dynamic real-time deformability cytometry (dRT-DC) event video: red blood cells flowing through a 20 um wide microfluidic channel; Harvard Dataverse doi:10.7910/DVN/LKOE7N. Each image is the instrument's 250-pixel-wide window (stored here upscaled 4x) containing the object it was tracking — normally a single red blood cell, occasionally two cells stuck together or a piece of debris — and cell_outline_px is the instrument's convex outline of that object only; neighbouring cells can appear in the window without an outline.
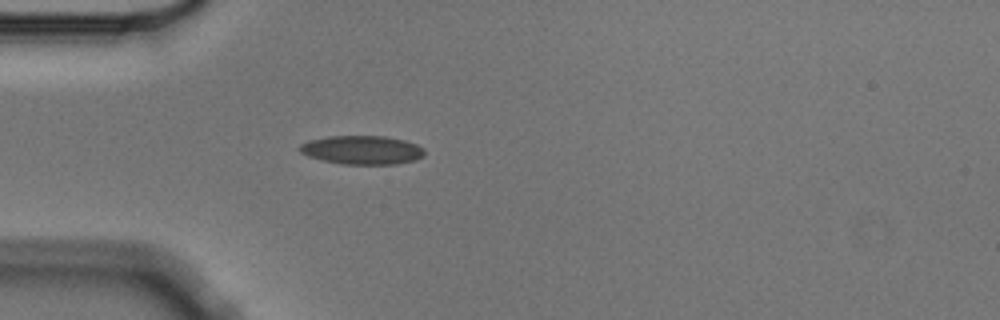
{"species": "Egyptian fruit bat (a non-hibernating species)", "species_latin": "Rousettus aegyptiacus", "temperature_condition": "cold", "stored_images_in_passage": 1, "camera_frame_rate_fps": 3000, "um_per_image_px": 0.085, "animal": {"sex": "male"}, "frame": {"image": 1, "passage_image": 1, "time_ms": 0.0, "image_size_px": [1000, 320], "cell_outline_px": [[424, 156], [416, 160], [396, 164], [344, 164], [324, 160], [308, 156], [300, 152], [300, 144], [308, 140], [328, 136], [384, 136], [404, 140], [416, 144], [424, 148]], "centroid_in_image_um": [30.79, 12.74], "position_along_channel_um": 54.2, "area_um2": 20.87}}